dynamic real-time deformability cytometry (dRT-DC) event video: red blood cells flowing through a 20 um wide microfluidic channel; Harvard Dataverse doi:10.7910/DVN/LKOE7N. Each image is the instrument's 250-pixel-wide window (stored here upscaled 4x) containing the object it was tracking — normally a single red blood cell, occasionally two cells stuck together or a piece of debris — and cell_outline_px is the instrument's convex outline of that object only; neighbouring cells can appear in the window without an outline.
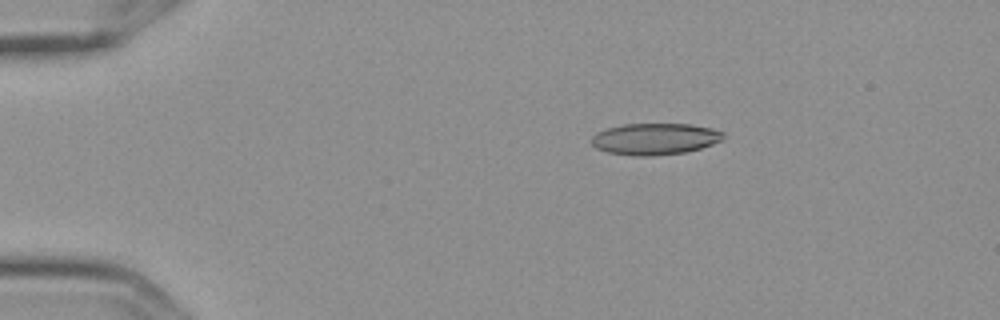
{"species": "Egyptian fruit bat (a non-hibernating species)", "species_latin": "Rousettus aegyptiacus", "temperature_condition": "cold", "stored_images_in_passage": 4, "camera_frame_rate_fps": 3000, "um_per_image_px": 0.085, "frame": {"image": 1, "passage_image": 3, "time_ms": 0.667, "image_size_px": [1000, 320], "cell_outline_px": [[724, 140], [700, 148], [684, 152], [652, 156], [632, 156], [608, 152], [596, 148], [592, 144], [592, 136], [596, 132], [608, 128], [624, 124], [692, 124], [712, 128], [724, 132]], "centroid_in_image_um": [55.68, 11.81], "position_along_channel_um": 29.3, "area_um2": 24.28}}